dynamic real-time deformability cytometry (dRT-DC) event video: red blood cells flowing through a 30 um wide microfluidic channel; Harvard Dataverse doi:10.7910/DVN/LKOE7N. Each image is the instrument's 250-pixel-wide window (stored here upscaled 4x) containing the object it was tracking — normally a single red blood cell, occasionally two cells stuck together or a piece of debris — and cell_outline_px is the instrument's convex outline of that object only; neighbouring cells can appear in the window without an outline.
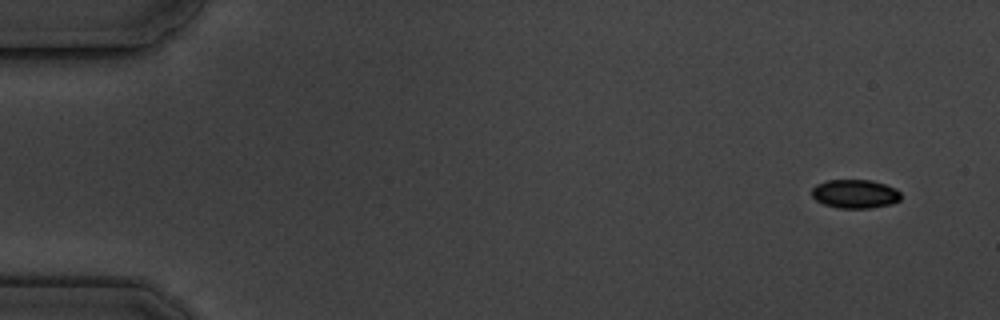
{"species": "common noctule bat (a hibernating species)", "species_latin": "Nyctalus noctula", "temperature_condition": "cold", "stored_images_in_passage": 5, "camera_frame_rate_fps": 3000, "um_per_image_px": 0.085, "animal": {"sex": "male", "body_mass_g": 19.5, "forearm_length_mm": 54.6}, "frame": {"image": 1, "passage_image": 1, "time_ms": 0.0, "image_size_px": [1000, 320], "cell_outline_px": [[900, 200], [892, 204], [868, 208], [836, 208], [824, 204], [816, 200], [812, 196], [812, 188], [816, 184], [828, 180], [872, 180], [896, 188], [900, 192]], "centroid_in_image_um": [72.68, 16.48], "position_along_channel_um": 12.3, "area_um2": 14.97}}
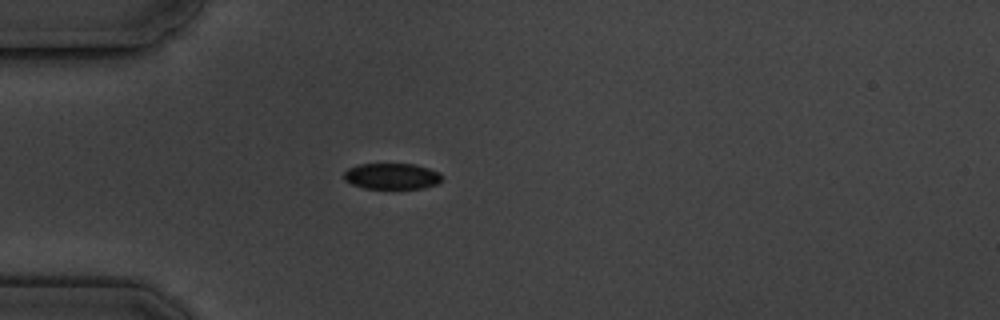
{"frame": {"image": 2, "passage_image": 5, "time_ms": 4.333, "image_size_px": [1000, 320], "cell_outline_px": [[440, 184], [424, 188], [364, 188], [352, 184], [344, 180], [344, 172], [348, 168], [356, 164], [416, 164], [440, 172]], "centroid_in_image_um": [33.3, 14.97], "position_along_channel_um": 51.7, "area_um2": 14.91}}